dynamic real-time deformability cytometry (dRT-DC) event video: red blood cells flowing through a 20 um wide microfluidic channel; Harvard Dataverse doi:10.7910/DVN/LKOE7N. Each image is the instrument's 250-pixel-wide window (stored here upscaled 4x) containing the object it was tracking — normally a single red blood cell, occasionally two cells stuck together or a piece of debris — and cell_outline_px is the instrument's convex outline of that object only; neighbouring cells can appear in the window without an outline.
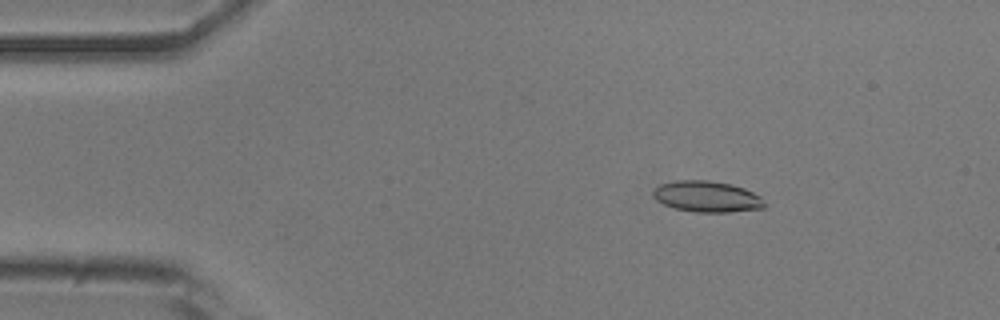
{"species": "common noctule bat (a hibernating species)", "species_latin": "Nyctalus noctula", "temperature_condition": "room temperature", "stored_images_in_passage": 18, "camera_frame_rate_fps": 3000, "um_per_image_px": 0.085, "animal": {"sex": "male", "body_mass_g": 20.5, "forearm_length_mm": 52.5}, "frame": {"image": 1, "passage_image": 8, "time_ms": 2.333, "image_size_px": [1000, 320], "cell_outline_px": [[764, 208], [728, 212], [696, 212], [676, 208], [664, 204], [656, 200], [652, 196], [652, 192], [660, 184], [676, 180], [708, 180], [732, 184], [744, 188], [760, 196], [764, 204]], "centroid_in_image_um": [60.07, 16.7], "position_along_channel_um": 24.9, "area_um2": 20.06}}
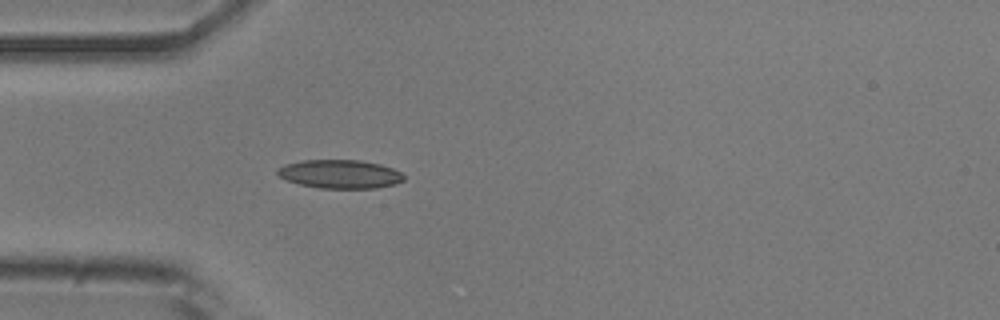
{"frame": {"image": 2, "passage_image": 15, "time_ms": 4.667, "image_size_px": [1000, 320], "cell_outline_px": [[404, 180], [396, 184], [376, 188], [320, 188], [300, 184], [288, 180], [280, 176], [276, 172], [284, 164], [304, 160], [360, 160], [380, 164], [392, 168], [400, 172], [404, 176]], "centroid_in_image_um": [28.93, 14.79], "position_along_channel_um": 56.1, "area_um2": 20.92}}